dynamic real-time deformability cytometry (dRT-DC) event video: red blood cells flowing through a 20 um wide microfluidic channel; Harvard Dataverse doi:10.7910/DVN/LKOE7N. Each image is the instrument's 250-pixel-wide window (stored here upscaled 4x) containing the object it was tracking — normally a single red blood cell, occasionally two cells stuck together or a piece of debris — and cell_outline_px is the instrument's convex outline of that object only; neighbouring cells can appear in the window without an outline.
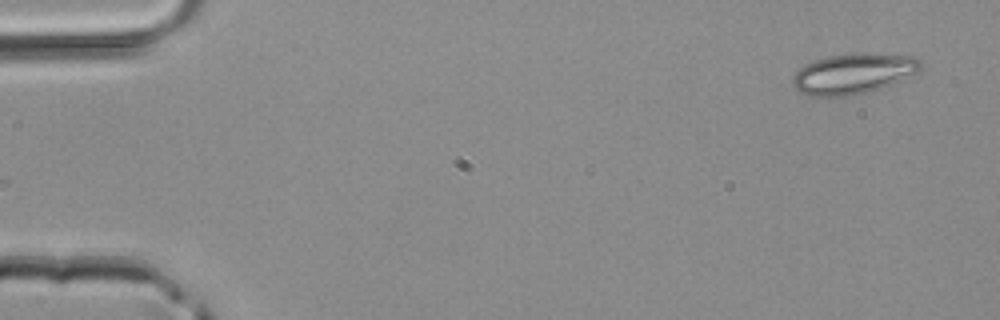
{"species": "common noctule bat (a hibernating species)", "species_latin": "Nyctalus noctula", "temperature_condition": "room temperature", "stored_images_in_passage": 3, "camera_frame_rate_fps": 3000, "um_per_image_px": 0.085, "animal": {"sex": "male", "body_mass_g": 20.4}, "frame": {"image": 1, "passage_image": 3, "time_ms": 0.667, "image_size_px": [1000, 320], "cell_outline_px": [[924, 64], [916, 72], [900, 80], [880, 88], [868, 92], [852, 96], [812, 96], [800, 92], [792, 84], [792, 76], [804, 64], [816, 60], [832, 56], [864, 52], [916, 56]], "centroid_in_image_um": [72.54, 6.25], "position_along_channel_um": 12.5, "area_um2": 30.11}}